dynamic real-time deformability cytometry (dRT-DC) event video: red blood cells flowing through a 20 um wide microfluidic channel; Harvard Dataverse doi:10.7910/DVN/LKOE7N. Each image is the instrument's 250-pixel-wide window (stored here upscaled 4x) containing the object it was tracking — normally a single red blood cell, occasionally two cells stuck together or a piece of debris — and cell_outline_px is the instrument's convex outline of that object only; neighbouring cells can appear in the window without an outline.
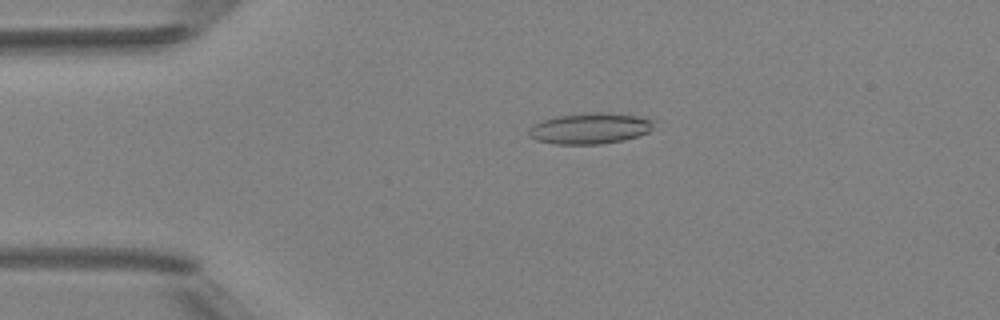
{"species": "Egyptian fruit bat (a non-hibernating species)", "species_latin": "Rousettus aegyptiacus", "temperature_condition": "room temperature", "stored_images_in_passage": 4, "camera_frame_rate_fps": 3000, "um_per_image_px": 0.085, "animal": {"sex": "female"}, "frame": {"image": 1, "passage_image": 3, "time_ms": 3.333, "image_size_px": [1000, 320], "cell_outline_px": [[656, 120], [652, 128], [648, 132], [624, 140], [600, 144], [556, 144], [536, 140], [528, 136], [528, 128], [532, 124], [540, 120], [556, 116], [596, 112], [636, 116]], "centroid_in_image_um": [50.09, 10.92], "position_along_channel_um": 34.9, "area_um2": 22.54}}